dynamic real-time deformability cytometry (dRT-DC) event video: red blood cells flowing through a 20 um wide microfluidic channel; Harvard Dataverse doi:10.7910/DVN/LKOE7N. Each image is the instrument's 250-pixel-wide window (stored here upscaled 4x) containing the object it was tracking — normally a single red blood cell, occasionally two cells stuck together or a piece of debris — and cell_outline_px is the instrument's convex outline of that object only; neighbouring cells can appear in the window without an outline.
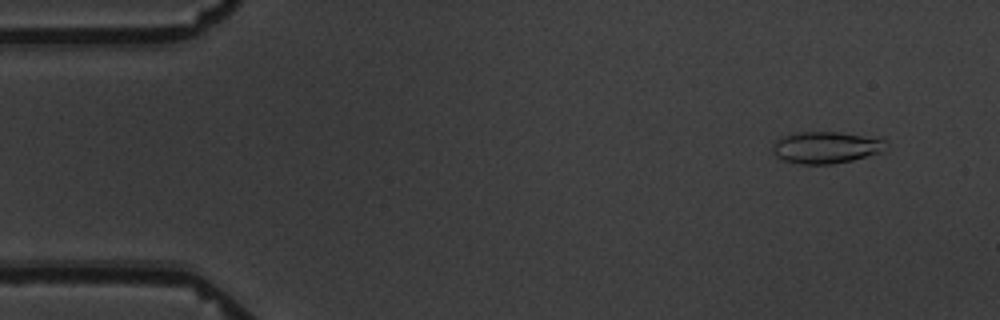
{"species": "common noctule bat (a hibernating species)", "species_latin": "Nyctalus noctula", "temperature_condition": "warm", "stored_images_in_passage": 8, "camera_frame_rate_fps": 3000, "um_per_image_px": 0.085, "animal": {"sex": "male", "body_mass_g": 19.5, "forearm_length_mm": 54.6}, "frame": {"image": 1, "passage_image": 2, "time_ms": 1.333, "image_size_px": [1000, 320], "cell_outline_px": [[888, 144], [884, 152], [852, 160], [832, 164], [800, 164], [784, 160], [776, 156], [772, 152], [772, 144], [776, 140], [792, 132], [840, 132], [884, 136]], "centroid_in_image_um": [70.31, 12.51], "position_along_channel_um": 14.7, "area_um2": 21.73}}
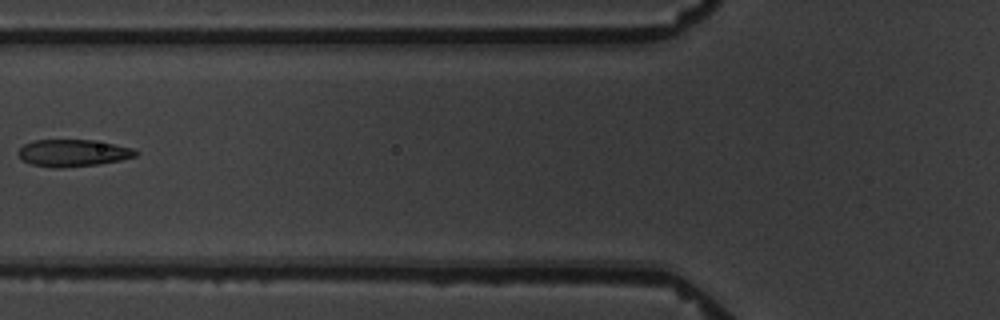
{"frame": {"image": 2, "passage_image": 7, "time_ms": 7.333, "image_size_px": [1000, 320], "cell_outline_px": [[140, 152], [136, 156], [120, 160], [100, 164], [60, 168], [52, 168], [32, 164], [24, 160], [16, 152], [24, 144], [36, 140], [92, 140], [136, 148]], "centroid_in_image_um": [6.25, 13.0], "position_along_channel_um": 119.6, "area_um2": 18.55}}
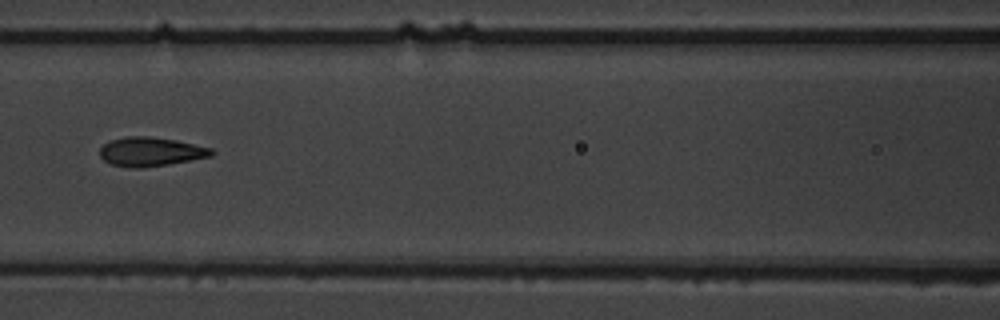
{"frame": {"image": 3, "passage_image": 8, "time_ms": 8.333, "image_size_px": [1000, 320], "cell_outline_px": [[216, 152], [212, 156], [192, 160], [168, 164], [140, 168], [132, 168], [112, 164], [104, 160], [100, 156], [100, 148], [108, 140], [124, 136], [148, 136], [176, 140], [212, 148]], "centroid_in_image_um": [12.81, 12.88], "position_along_channel_um": 153.8, "area_um2": 19.02}}